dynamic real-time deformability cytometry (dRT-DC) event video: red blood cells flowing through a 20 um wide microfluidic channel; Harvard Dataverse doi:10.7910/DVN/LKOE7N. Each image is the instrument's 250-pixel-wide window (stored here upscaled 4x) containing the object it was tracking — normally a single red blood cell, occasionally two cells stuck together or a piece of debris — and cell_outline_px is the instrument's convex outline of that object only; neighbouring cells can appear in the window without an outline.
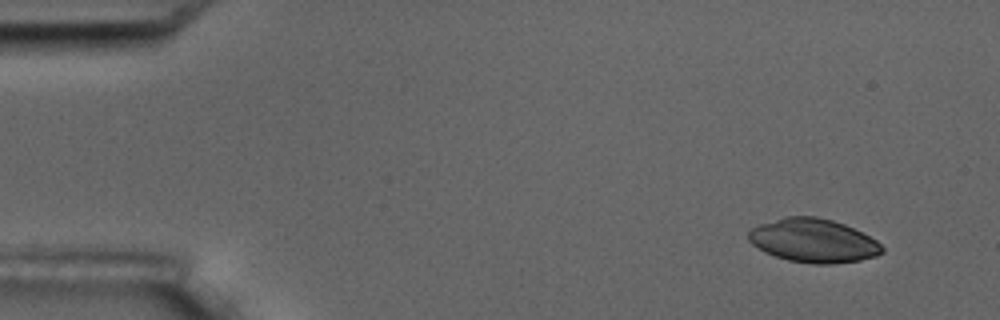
{"species": "common noctule bat (a hibernating species)", "species_latin": "Nyctalus noctula", "temperature_condition": "room temperature", "stored_images_in_passage": 8, "camera_frame_rate_fps": 3000, "um_per_image_px": 0.085, "animal": {"sex": "male", "body_mass_g": 17.5, "forearm_length_mm": 52.3}, "frame": {"image": 1, "passage_image": 1, "time_ms": 0.0, "image_size_px": [1000, 320], "cell_outline_px": [[884, 252], [876, 256], [860, 260], [832, 264], [812, 264], [788, 260], [764, 252], [752, 244], [748, 240], [748, 232], [752, 228], [760, 224], [784, 216], [816, 216], [832, 220], [844, 224], [876, 240], [884, 248]], "centroid_in_image_um": [69.12, 20.45], "position_along_channel_um": 15.9, "area_um2": 33.99}}